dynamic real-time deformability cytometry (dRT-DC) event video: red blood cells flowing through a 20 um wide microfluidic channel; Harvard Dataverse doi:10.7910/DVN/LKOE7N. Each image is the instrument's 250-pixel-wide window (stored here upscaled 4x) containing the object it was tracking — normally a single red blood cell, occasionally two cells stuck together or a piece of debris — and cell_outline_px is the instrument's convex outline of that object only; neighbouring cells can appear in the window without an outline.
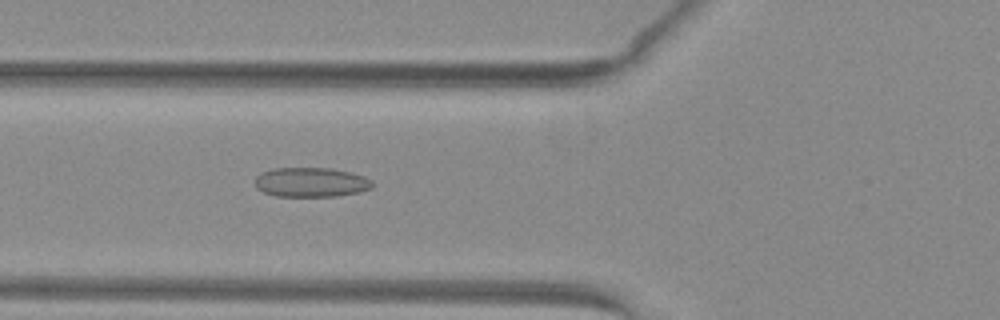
{"species": "common noctule bat (a hibernating species)", "species_latin": "Nyctalus noctula", "temperature_condition": "warm", "stored_images_in_passage": 44, "camera_frame_rate_fps": 3000, "um_per_image_px": 0.085, "animal": {"sex": "female", "body_mass_g": 29.2, "forearm_length_mm": 56.3}, "frame": {"image": 1, "passage_image": 12, "time_ms": 3.667, "image_size_px": [1000, 320], "cell_outline_px": [[372, 188], [360, 192], [336, 196], [276, 196], [264, 192], [256, 188], [256, 176], [260, 172], [272, 168], [332, 168], [352, 172], [364, 176], [372, 180]], "centroid_in_image_um": [26.44, 15.48], "position_along_channel_um": 99.4, "area_um2": 20.35}}
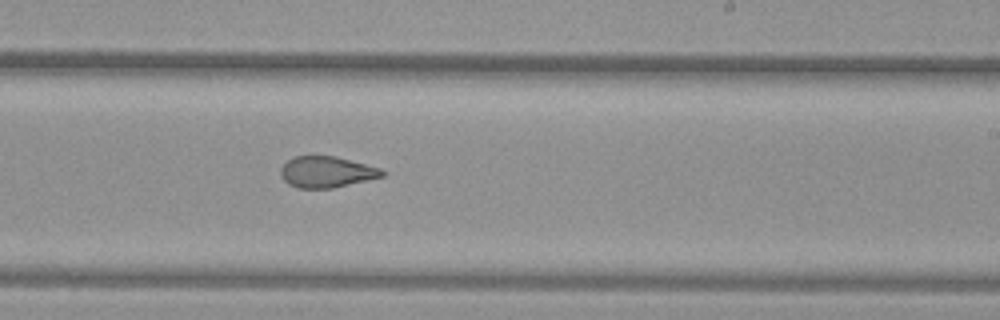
{"frame": {"image": 2, "passage_image": 24, "time_ms": 7.667, "image_size_px": [1000, 320], "cell_outline_px": [[384, 176], [332, 188], [296, 188], [288, 184], [280, 176], [280, 168], [292, 156], [336, 156], [380, 168], [384, 172]], "centroid_in_image_um": [27.71, 14.61], "position_along_channel_um": 261.3, "area_um2": 18.38}}
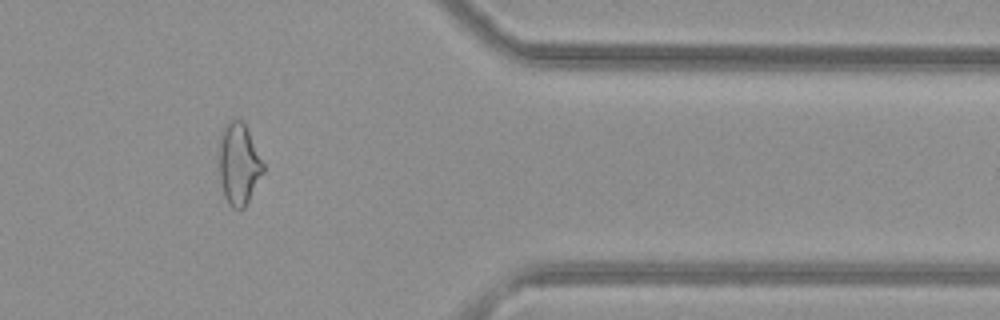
{"frame": {"image": 3, "passage_image": 35, "time_ms": 11.333, "image_size_px": [1000, 320], "cell_outline_px": [[264, 172], [244, 208], [232, 208], [228, 204], [224, 196], [216, 164], [220, 140], [224, 124], [232, 120], [240, 120], [244, 124], [264, 164]], "centroid_in_image_um": [20.25, 13.96], "position_along_channel_um": 391.2, "area_um2": 21.1}, "authors_computed_cell_mechanics": {"area_um2": 20.8369, "velocity_mm_per_s": 4.0401, "shape_relaxation_time_tau1_ms": null, "shape_relaxation_time_tau2_ms": 1.0588, "deformation_change_tau1": null, "deformation_change_tau2": 0.0649}}